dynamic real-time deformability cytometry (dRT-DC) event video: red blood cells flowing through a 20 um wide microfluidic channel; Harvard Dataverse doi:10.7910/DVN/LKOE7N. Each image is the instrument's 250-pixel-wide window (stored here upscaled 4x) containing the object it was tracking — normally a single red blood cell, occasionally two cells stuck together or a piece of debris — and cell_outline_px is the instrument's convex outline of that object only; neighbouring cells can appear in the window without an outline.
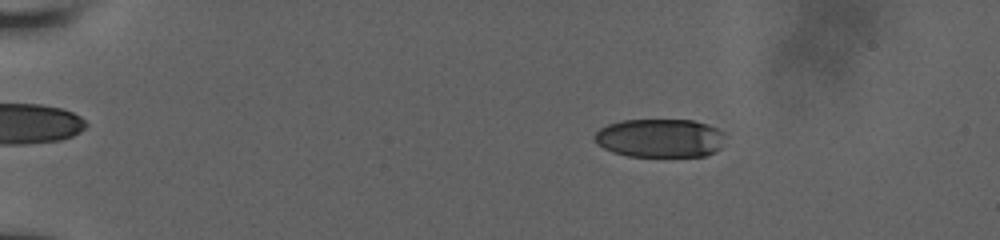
{"species": "human", "species_latin": "Homo sapiens", "temperature_condition": "room temperature", "stored_images_in_passage": 30, "camera_frame_rate_fps": 3000, "um_per_image_px": 0.085, "donor": {"sex": "male"}, "frame": {"image": 1, "passage_image": 7, "time_ms": 3.0, "image_size_px": [1000, 240], "cell_outline_px": [[724, 132], [720, 148], [716, 152], [704, 156], [628, 156], [612, 152], [596, 144], [592, 136], [600, 128], [608, 124], [620, 120], [692, 120], [708, 124]], "centroid_in_image_um": [56.06, 11.74], "position_along_channel_um": 28.9, "area_um2": 29.54}}
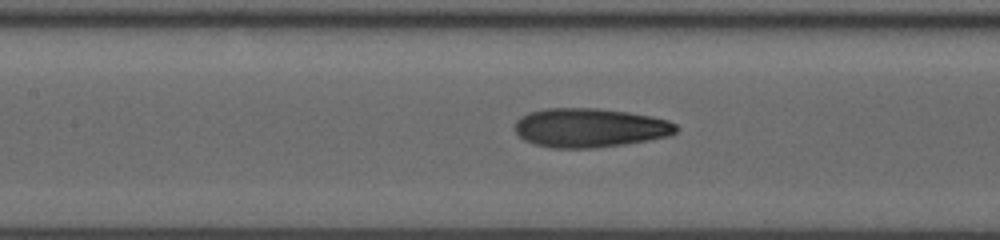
{"frame": {"image": 2, "passage_image": 20, "time_ms": 8.667, "image_size_px": [1000, 240], "cell_outline_px": [[680, 128], [672, 136], [624, 144], [592, 148], [552, 148], [536, 144], [524, 140], [512, 128], [516, 120], [520, 116], [528, 112], [544, 108], [596, 108], [628, 112], [652, 116], [668, 120], [676, 124]], "centroid_in_image_um": [50.13, 10.85], "position_along_channel_um": 157.3, "area_um2": 37.11}}
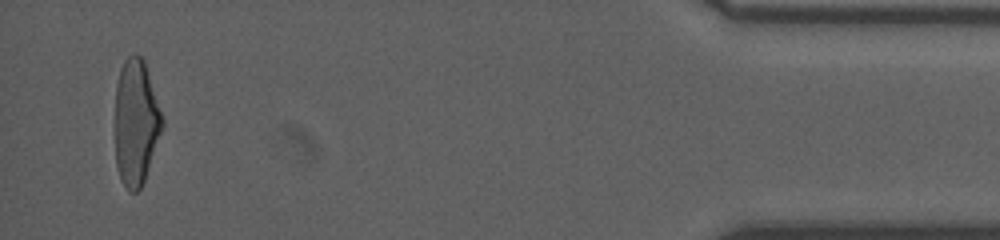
{"frame": {"image": 3, "passage_image": 30, "time_ms": 17.0, "image_size_px": [1000, 240], "cell_outline_px": [[164, 124], [144, 180], [140, 188], [136, 192], [128, 192], [120, 180], [116, 164], [116, 84], [120, 68], [124, 60], [128, 56], [140, 56], [144, 60], [164, 120]], "centroid_in_image_um": [11.55, 10.42], "position_along_channel_um": 423.7, "area_um2": 34.33}}